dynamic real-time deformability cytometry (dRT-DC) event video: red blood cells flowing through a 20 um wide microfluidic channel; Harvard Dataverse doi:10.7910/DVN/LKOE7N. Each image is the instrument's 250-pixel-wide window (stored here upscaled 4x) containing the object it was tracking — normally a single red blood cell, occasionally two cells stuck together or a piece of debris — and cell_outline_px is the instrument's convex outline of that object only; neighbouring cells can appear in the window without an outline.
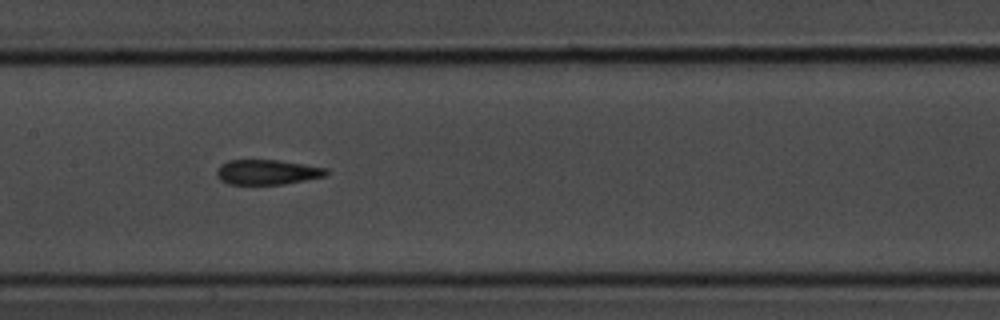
{"species": "common noctule bat (a hibernating species)", "species_latin": "Nyctalus noctula", "temperature_condition": "room temperature", "stored_images_in_passage": 30, "camera_frame_rate_fps": 3000, "um_per_image_px": 0.085, "animal": {"sex": "male", "body_mass_g": 20.1, "forearm_length_mm": 53.5}, "frame": {"image": 1, "passage_image": 9, "time_ms": 2.667, "image_size_px": [1000, 320], "cell_outline_px": [[328, 172], [324, 176], [284, 184], [228, 184], [220, 180], [216, 176], [216, 168], [220, 164], [228, 160], [276, 160], [304, 164], [328, 168]], "centroid_in_image_um": [22.66, 14.62], "position_along_channel_um": 184.7, "area_um2": 15.95}}